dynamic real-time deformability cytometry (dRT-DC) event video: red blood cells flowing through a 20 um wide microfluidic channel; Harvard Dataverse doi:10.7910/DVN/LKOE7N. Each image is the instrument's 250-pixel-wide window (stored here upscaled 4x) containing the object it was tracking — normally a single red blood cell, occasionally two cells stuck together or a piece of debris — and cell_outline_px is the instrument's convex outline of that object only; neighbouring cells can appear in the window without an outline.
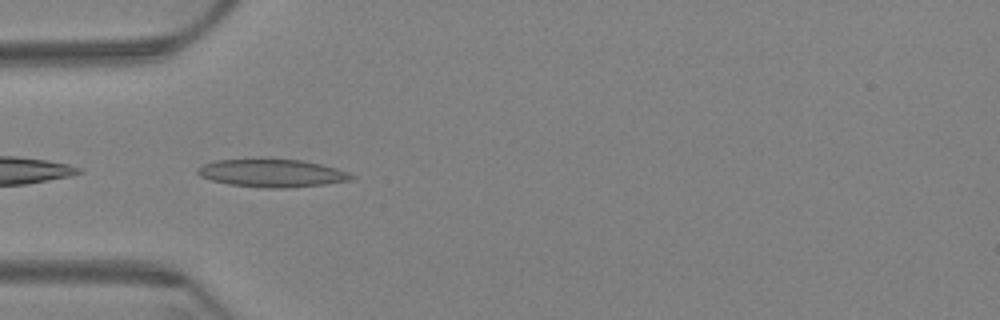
{"species": "Egyptian fruit bat (a non-hibernating species)", "species_latin": "Rousettus aegyptiacus", "temperature_condition": "warm", "stored_images_in_passage": 6, "camera_frame_rate_fps": 3000, "um_per_image_px": 0.085, "animal": {"sex": "female"}, "frame": {"image": 1, "passage_image": 5, "time_ms": 1.333, "image_size_px": [1000, 320], "cell_outline_px": [[356, 176], [352, 180], [324, 184], [284, 188], [264, 188], [228, 184], [212, 180], [200, 176], [196, 172], [196, 168], [204, 164], [216, 160], [300, 160], [320, 164], [336, 168], [348, 172]], "centroid_in_image_um": [23.12, 14.73], "position_along_channel_um": 61.9, "area_um2": 24.62}}